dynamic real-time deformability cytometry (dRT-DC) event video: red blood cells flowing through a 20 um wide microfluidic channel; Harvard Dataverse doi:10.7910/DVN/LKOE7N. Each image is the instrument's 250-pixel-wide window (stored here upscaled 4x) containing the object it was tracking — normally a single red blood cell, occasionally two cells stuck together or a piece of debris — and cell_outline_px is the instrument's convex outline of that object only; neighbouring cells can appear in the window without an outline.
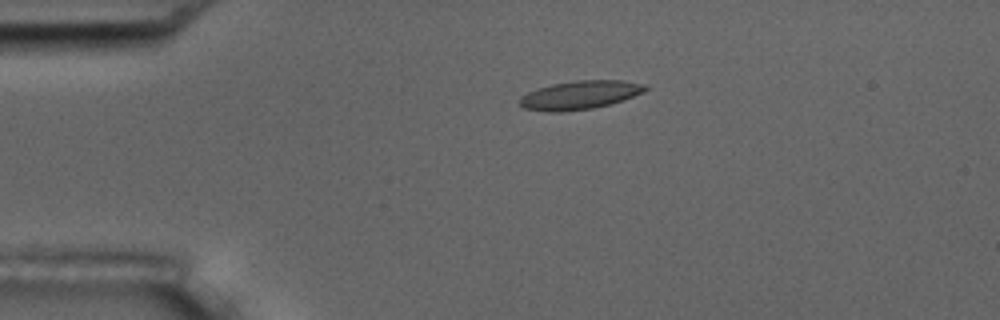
{"species": "common noctule bat (a hibernating species)", "species_latin": "Nyctalus noctula", "temperature_condition": "room temperature", "stored_images_in_passage": 4, "camera_frame_rate_fps": 3000, "um_per_image_px": 0.085, "animal": {"sex": "male", "body_mass_g": 17.5, "forearm_length_mm": 52.3}, "frame": {"image": 1, "passage_image": 3, "time_ms": 2.0, "image_size_px": [1000, 320], "cell_outline_px": [[648, 88], [644, 92], [624, 100], [592, 108], [564, 112], [548, 112], [524, 108], [516, 100], [528, 92], [552, 84], [576, 80], [620, 80], [648, 84]], "centroid_in_image_um": [49.31, 8.07], "position_along_channel_um": 35.7, "area_um2": 20.98}}